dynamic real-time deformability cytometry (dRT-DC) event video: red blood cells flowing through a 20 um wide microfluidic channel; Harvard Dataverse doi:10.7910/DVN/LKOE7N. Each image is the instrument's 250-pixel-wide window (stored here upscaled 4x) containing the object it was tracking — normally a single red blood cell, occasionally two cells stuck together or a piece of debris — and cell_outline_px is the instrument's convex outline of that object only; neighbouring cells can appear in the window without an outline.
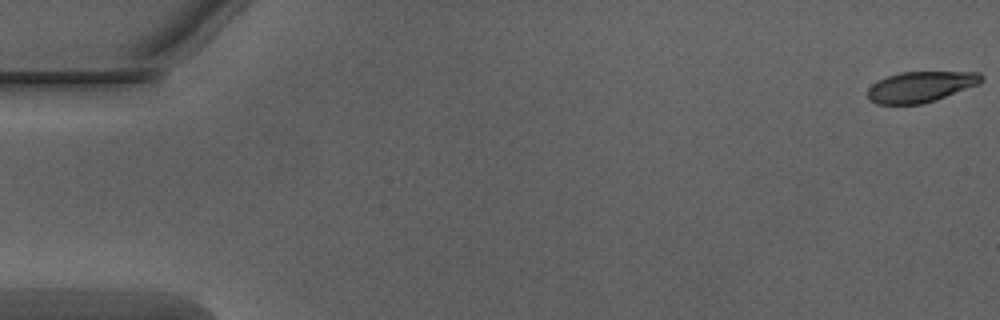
{"species": "Egyptian fruit bat (a non-hibernating species)", "species_latin": "Rousettus aegyptiacus", "temperature_condition": "warm", "stored_images_in_passage": 52, "camera_frame_rate_fps": 3000, "um_per_image_px": 0.085, "animal": {"sex": "male"}, "frame": {"image": 1, "passage_image": 1, "time_ms": 0.0, "image_size_px": [1000, 320], "cell_outline_px": [[984, 80], [980, 84], [936, 100], [920, 104], [876, 104], [868, 100], [868, 88], [872, 84], [888, 76], [900, 72], [980, 72], [984, 76]], "centroid_in_image_um": [78.29, 7.38], "position_along_channel_um": 6.7, "area_um2": 20.46}}
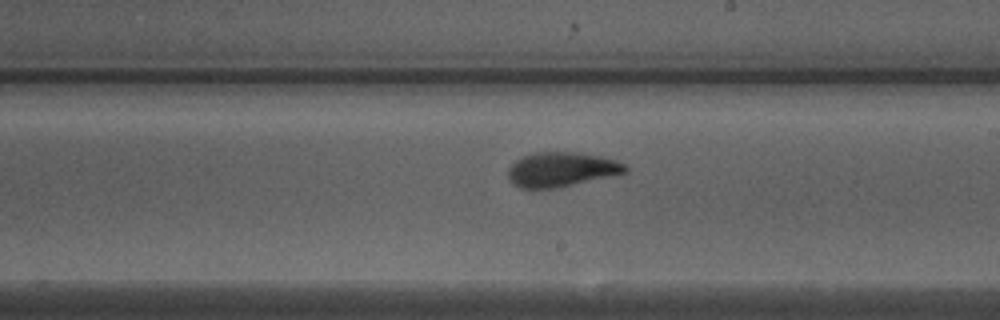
{"frame": {"image": 2, "passage_image": 30, "time_ms": 9.667, "image_size_px": [1000, 320], "cell_outline_px": [[628, 172], [556, 188], [520, 188], [512, 184], [508, 180], [508, 168], [516, 160], [524, 156], [536, 152], [580, 152], [600, 156], [616, 160], [624, 164], [628, 168]], "centroid_in_image_um": [47.7, 14.4], "position_along_channel_um": 241.3, "area_um2": 23.58}}
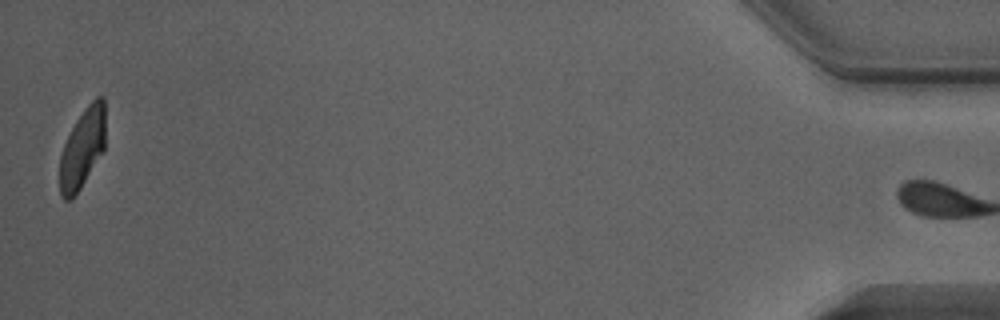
{"frame": {"image": 3, "passage_image": 51, "time_ms": 16.667, "image_size_px": [1000, 320], "cell_outline_px": [[104, 152], [72, 200], [64, 200], [60, 196], [60, 156], [64, 144], [76, 120], [88, 104], [96, 96], [104, 96]], "centroid_in_image_um": [7.0, 12.63], "position_along_channel_um": 428.2, "area_um2": 21.15}, "authors_computed_cell_mechanics": {"area_um2": 23.2645, "velocity_mm_per_s": 4.0471, "shape_relaxation_time_tau1_ms": 3.1529, "shape_relaxation_time_tau2_ms": 1.2814, "deformation_change_tau1": 0.1596, "deformation_change_tau2": 0.0778}}